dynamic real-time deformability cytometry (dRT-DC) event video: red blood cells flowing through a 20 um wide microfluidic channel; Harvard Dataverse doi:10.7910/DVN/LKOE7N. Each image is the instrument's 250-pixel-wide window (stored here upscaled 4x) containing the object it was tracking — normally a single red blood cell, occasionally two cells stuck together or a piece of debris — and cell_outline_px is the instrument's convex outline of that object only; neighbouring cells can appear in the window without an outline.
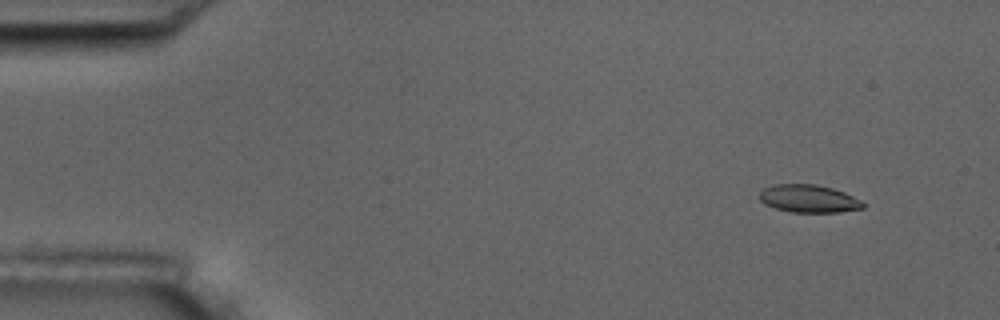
{"species": "common noctule bat (a hibernating species)", "species_latin": "Nyctalus noctula", "temperature_condition": "room temperature", "stored_images_in_passage": 6, "camera_frame_rate_fps": 3000, "um_per_image_px": 0.085, "animal": {"sex": "male", "body_mass_g": 17.5, "forearm_length_mm": 52.3}, "frame": {"image": 1, "passage_image": 2, "time_ms": 1.0, "image_size_px": [1000, 320], "cell_outline_px": [[864, 208], [840, 212], [792, 212], [776, 208], [764, 204], [760, 200], [760, 192], [764, 188], [776, 184], [816, 184], [832, 188], [844, 192], [860, 200], [864, 204]], "centroid_in_image_um": [68.74, 16.88], "position_along_channel_um": 16.3, "area_um2": 16.65}}
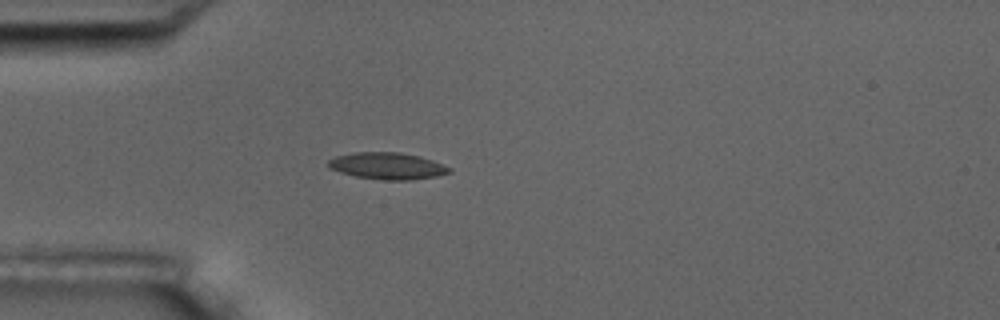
{"frame": {"image": 2, "passage_image": 5, "time_ms": 4.667, "image_size_px": [1000, 320], "cell_outline_px": [[452, 172], [436, 176], [412, 180], [384, 180], [356, 176], [340, 172], [328, 168], [328, 160], [336, 156], [352, 152], [400, 152], [420, 156], [432, 160], [452, 168]], "centroid_in_image_um": [32.93, 14.1], "position_along_channel_um": 52.1, "area_um2": 18.96}}